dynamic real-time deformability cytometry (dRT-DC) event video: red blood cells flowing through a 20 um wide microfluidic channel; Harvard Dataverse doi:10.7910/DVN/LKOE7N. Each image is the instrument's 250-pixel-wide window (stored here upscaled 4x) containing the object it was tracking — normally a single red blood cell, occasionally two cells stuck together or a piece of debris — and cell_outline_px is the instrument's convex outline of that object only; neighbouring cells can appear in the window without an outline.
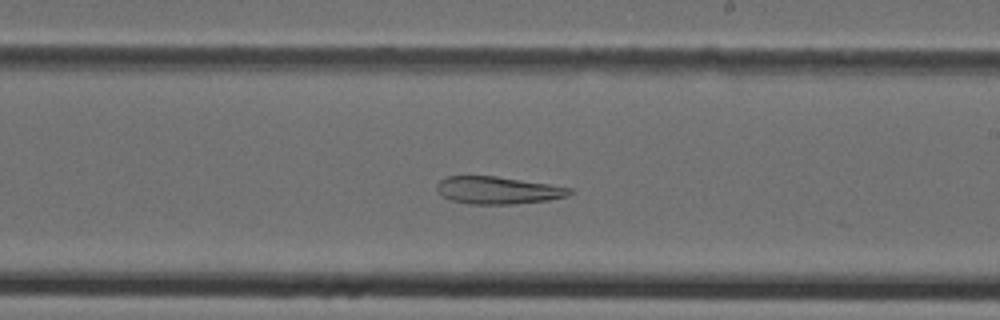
{"species": "Egyptian fruit bat (a non-hibernating species)", "species_latin": "Rousettus aegyptiacus", "temperature_condition": "cold", "stored_images_in_passage": 34, "camera_frame_rate_fps": 3000, "um_per_image_px": 0.085, "animal": {"sex": "female"}, "frame": {"image": 1, "passage_image": 14, "time_ms": 4.333, "image_size_px": [1000, 320], "cell_outline_px": [[572, 192], [568, 196], [548, 200], [512, 204], [472, 204], [452, 200], [436, 192], [436, 184], [444, 176], [496, 176], [548, 184], [572, 188]], "centroid_in_image_um": [42.29, 16.17], "position_along_channel_um": 246.7, "area_um2": 21.15}}
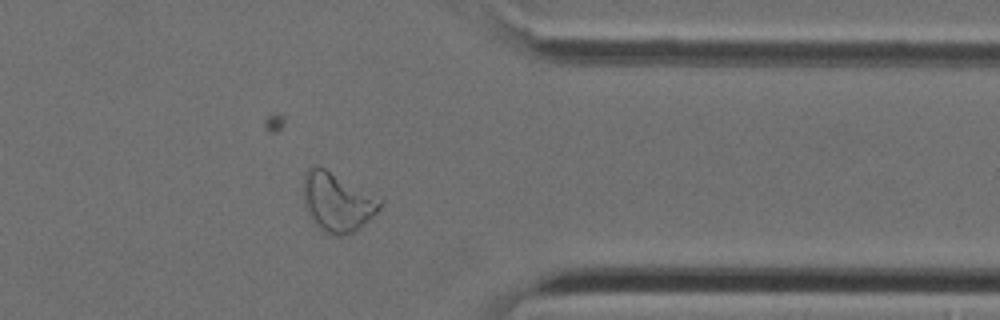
{"frame": {"image": 2, "passage_image": 24, "time_ms": 7.667, "image_size_px": [1000, 320], "cell_outline_px": [[384, 200], [380, 208], [360, 228], [344, 236], [336, 236], [324, 232], [308, 216], [304, 208], [304, 172], [312, 164], [316, 164], [324, 168]], "centroid_in_image_um": [28.64, 17.17], "position_along_channel_um": 382.8, "area_um2": 26.36}}
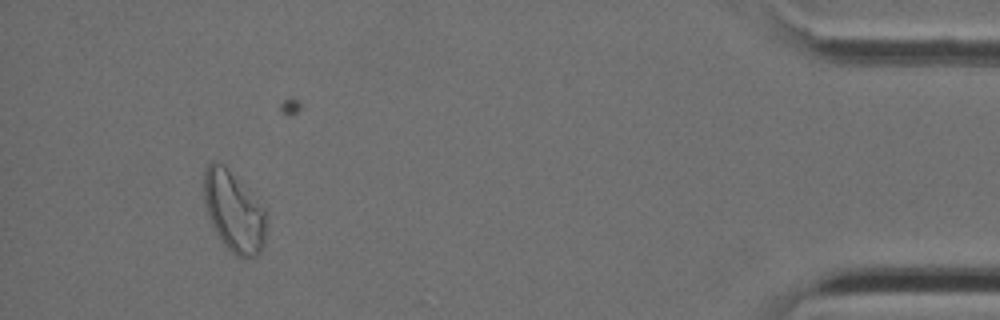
{"frame": {"image": 3, "passage_image": 30, "time_ms": 9.667, "image_size_px": [1000, 320], "cell_outline_px": [[264, 244], [260, 252], [256, 256], [244, 260], [236, 256], [224, 244], [216, 232], [208, 216], [204, 204], [204, 172], [208, 164], [212, 160], [216, 160], [224, 164], [264, 208]], "centroid_in_image_um": [19.84, 17.99], "position_along_channel_um": 415.4, "area_um2": 28.96}}